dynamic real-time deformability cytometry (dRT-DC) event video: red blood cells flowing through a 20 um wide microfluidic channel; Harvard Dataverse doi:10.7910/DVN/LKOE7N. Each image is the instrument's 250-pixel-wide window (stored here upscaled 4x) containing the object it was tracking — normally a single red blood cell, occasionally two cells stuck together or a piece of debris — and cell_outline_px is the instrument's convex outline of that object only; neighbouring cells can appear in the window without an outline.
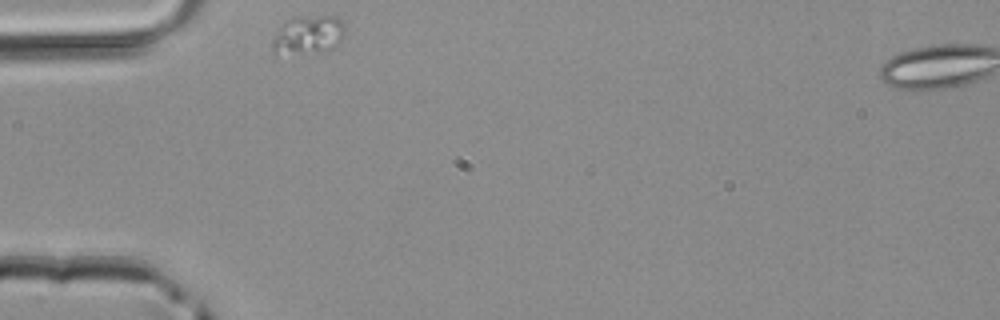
{"species": "common noctule bat (a hibernating species)", "species_latin": "Nyctalus noctula", "temperature_condition": "room temperature", "stored_images_in_passage": 2, "camera_frame_rate_fps": 3000, "um_per_image_px": 0.085, "animal": {"sex": "male", "body_mass_g": 20.4}, "frame": {"image": 1, "passage_image": 1, "time_ms": 0.0, "image_size_px": [1000, 320], "cell_outline_px": [[344, 32], [340, 40], [332, 48], [324, 52], [272, 52], [272, 40], [284, 24], [292, 16], [340, 16], [344, 24]], "centroid_in_image_um": [26.25, 2.92], "position_along_channel_um": 58.8, "area_um2": 15.95}}